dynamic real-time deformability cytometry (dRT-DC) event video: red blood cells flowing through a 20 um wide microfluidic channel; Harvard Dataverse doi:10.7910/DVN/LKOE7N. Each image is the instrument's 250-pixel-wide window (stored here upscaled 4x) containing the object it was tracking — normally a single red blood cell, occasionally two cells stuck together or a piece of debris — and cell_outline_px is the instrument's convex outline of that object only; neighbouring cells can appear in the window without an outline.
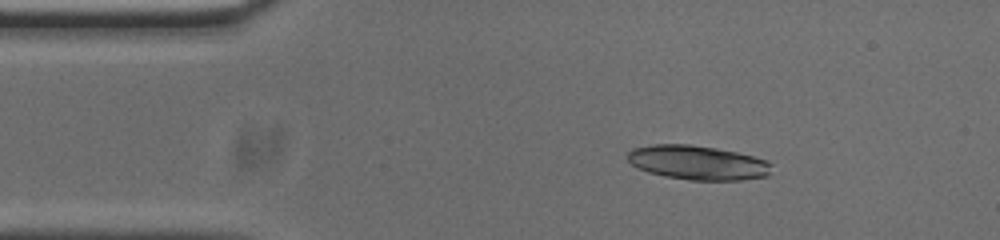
{"species": "common noctule bat (a hibernating species)", "species_latin": "Nyctalus noctula", "temperature_condition": "cold", "stored_images_in_passage": 52, "camera_frame_rate_fps": 3000, "um_per_image_px": 0.085, "animal": {"sex": "male", "body_mass_g": 20.0, "forearm_length_mm": 53.3}, "frame": {"image": 1, "passage_image": 8, "time_ms": 2.333, "image_size_px": [1000, 240], "cell_outline_px": [[772, 164], [768, 176], [740, 180], [688, 180], [664, 176], [648, 172], [632, 164], [628, 160], [628, 152], [632, 148], [652, 144], [692, 144], [716, 148], [736, 152], [768, 160]], "centroid_in_image_um": [59.31, 13.82], "position_along_channel_um": 25.7, "area_um2": 28.84}, "authors_computed_cell_mechanics": {"area_um2": 27.2527, "velocity_mm_per_s": 3.7712, "shape_relaxation_time_tau1_ms": 1.3278, "shape_relaxation_time_tau2_ms": 0.6869, "deformation_change_tau1": 0.3038, "deformation_change_tau2": 0.0643}}